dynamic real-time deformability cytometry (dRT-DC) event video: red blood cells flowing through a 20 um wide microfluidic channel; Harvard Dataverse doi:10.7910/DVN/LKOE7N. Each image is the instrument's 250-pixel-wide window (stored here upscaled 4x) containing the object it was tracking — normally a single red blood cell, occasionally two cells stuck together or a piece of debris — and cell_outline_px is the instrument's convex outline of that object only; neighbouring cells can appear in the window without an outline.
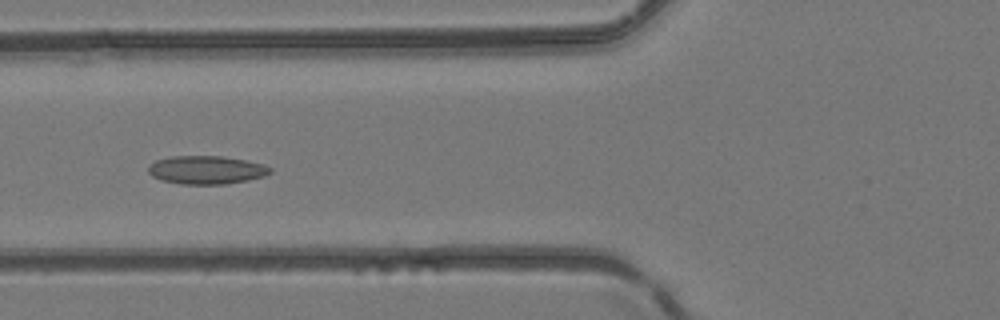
{"species": "common noctule bat (a hibernating species)", "species_latin": "Nyctalus noctula", "temperature_condition": "room temperature", "stored_images_in_passage": 6, "camera_frame_rate_fps": 3000, "um_per_image_px": 0.085, "animal": {"sex": "female", "body_mass_g": 24.6, "forearm_length_mm": 56.2}, "frame": {"image": 1, "passage_image": 6, "time_ms": 1.667, "image_size_px": [1000, 320], "cell_outline_px": [[272, 172], [264, 176], [248, 180], [228, 184], [180, 184], [160, 180], [152, 176], [148, 172], [148, 164], [156, 160], [168, 156], [220, 156], [244, 160], [264, 164], [272, 168]], "centroid_in_image_um": [17.52, 14.44], "position_along_channel_um": 108.3, "area_um2": 20.29}}